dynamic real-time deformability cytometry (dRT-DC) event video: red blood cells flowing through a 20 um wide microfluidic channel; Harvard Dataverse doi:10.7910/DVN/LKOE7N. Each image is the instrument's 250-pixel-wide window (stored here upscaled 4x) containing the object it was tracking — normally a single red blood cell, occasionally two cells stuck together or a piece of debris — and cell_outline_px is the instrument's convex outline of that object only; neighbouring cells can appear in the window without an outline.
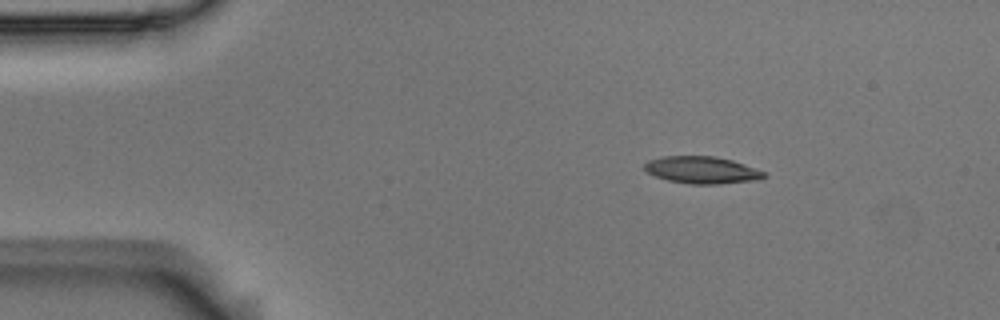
{"species": "Egyptian fruit bat (a non-hibernating species)", "species_latin": "Rousettus aegyptiacus", "temperature_condition": "room temperature", "stored_images_in_passage": 47, "camera_frame_rate_fps": 3000, "um_per_image_px": 0.085, "animal": {"sex": "male"}, "frame": {"image": 1, "passage_image": 1, "time_ms": 0.0, "image_size_px": [1000, 320], "cell_outline_px": [[768, 176], [760, 180], [720, 184], [692, 184], [668, 180], [656, 176], [648, 172], [644, 168], [644, 164], [648, 160], [664, 156], [716, 156], [732, 160], [768, 172]], "centroid_in_image_um": [59.74, 14.45], "position_along_channel_um": 25.3, "area_um2": 19.07}}
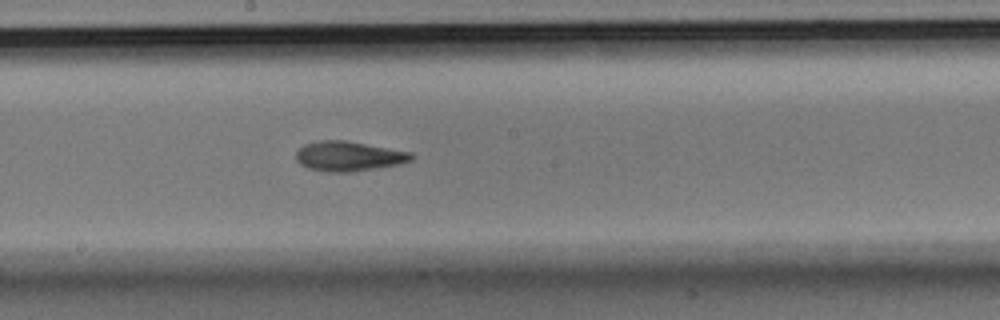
{"frame": {"image": 2, "passage_image": 22, "time_ms": 7.0, "image_size_px": [1000, 320], "cell_outline_px": [[416, 156], [412, 160], [400, 164], [352, 172], [328, 172], [308, 168], [300, 164], [296, 160], [296, 152], [304, 144], [316, 140], [344, 140], [412, 152]], "centroid_in_image_um": [29.64, 13.27], "position_along_channel_um": 218.6, "area_um2": 20.17}}
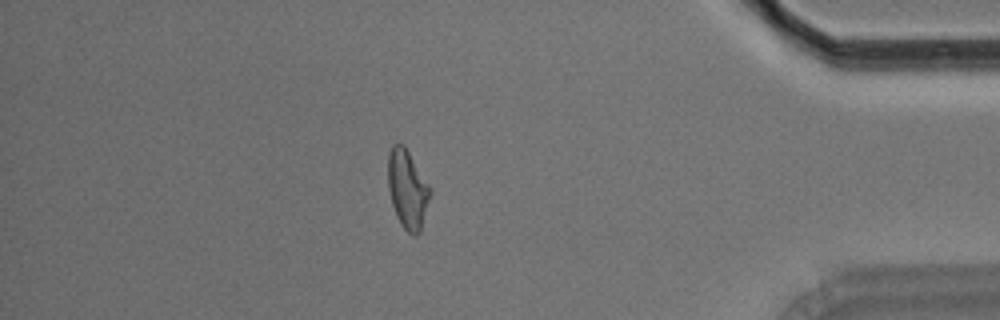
{"frame": {"image": 3, "passage_image": 40, "time_ms": 13.0, "image_size_px": [1000, 320], "cell_outline_px": [[432, 192], [420, 232], [416, 236], [412, 236], [400, 224], [396, 216], [392, 204], [388, 188], [388, 152], [392, 144], [396, 140], [404, 144], [432, 188]], "centroid_in_image_um": [34.64, 16.04], "position_along_channel_um": 400.6, "area_um2": 19.83}, "authors_computed_cell_mechanics": {"area_um2": 19.363, "velocity_mm_per_s": 3.6749, "shape_relaxation_time_tau1_ms": 8.0155, "shape_relaxation_time_tau2_ms": 3.4015, "deformation_change_tau1": 0.2153, "deformation_change_tau2": 0.1197}}